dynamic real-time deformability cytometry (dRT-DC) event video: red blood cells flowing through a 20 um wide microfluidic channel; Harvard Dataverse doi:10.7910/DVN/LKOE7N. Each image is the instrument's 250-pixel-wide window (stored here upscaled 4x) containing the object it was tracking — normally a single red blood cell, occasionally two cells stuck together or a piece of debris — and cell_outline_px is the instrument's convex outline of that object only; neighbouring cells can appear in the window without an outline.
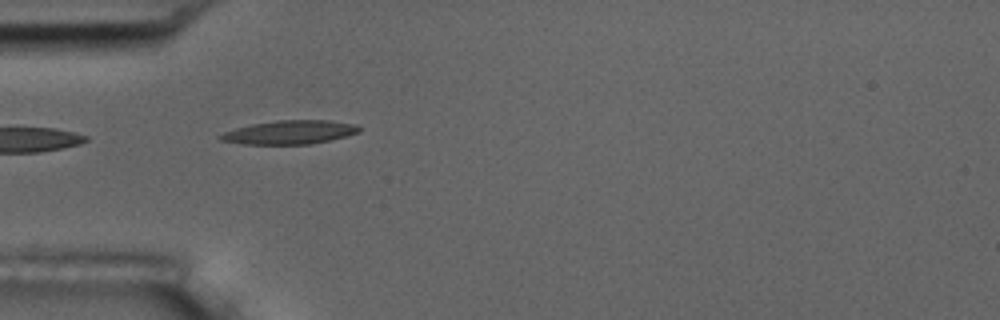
{"species": "common noctule bat (a hibernating species)", "species_latin": "Nyctalus noctula", "temperature_condition": "room temperature", "stored_images_in_passage": 1, "camera_frame_rate_fps": 3000, "um_per_image_px": 0.085, "animal": {"sex": "male", "body_mass_g": 17.5, "forearm_length_mm": 52.3}, "frame": {"image": 1, "passage_image": 1, "time_ms": 0.0, "image_size_px": [1000, 320], "cell_outline_px": [[360, 132], [328, 140], [308, 144], [244, 144], [220, 140], [216, 136], [224, 132], [236, 128], [252, 124], [280, 120], [332, 120], [356, 124], [360, 128]], "centroid_in_image_um": [24.61, 11.23], "position_along_channel_um": 60.4, "area_um2": 19.02}}